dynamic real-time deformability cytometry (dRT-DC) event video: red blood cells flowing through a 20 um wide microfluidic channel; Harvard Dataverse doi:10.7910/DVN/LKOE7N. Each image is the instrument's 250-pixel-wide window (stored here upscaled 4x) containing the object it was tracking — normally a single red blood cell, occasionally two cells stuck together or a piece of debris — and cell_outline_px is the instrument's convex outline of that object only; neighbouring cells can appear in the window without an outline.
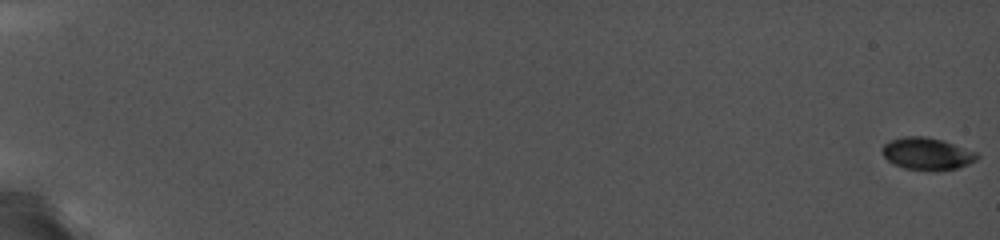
{"species": "common noctule bat (a hibernating species)", "species_latin": "Nyctalus noctula", "temperature_condition": "cold", "stored_images_in_passage": 69, "camera_frame_rate_fps": 5000, "um_per_image_px": 0.085, "animal": {"sex": "female", "body_mass_g": 19.0, "forearm_length_mm": 56.7}, "frame": {"image": 1, "passage_image": 1, "time_ms": 0.0, "image_size_px": [1000, 240], "cell_outline_px": [[980, 156], [976, 160], [968, 164], [956, 168], [936, 172], [928, 172], [904, 168], [892, 164], [884, 156], [880, 148], [884, 144], [892, 140], [904, 136], [924, 136], [944, 140], [976, 152]], "centroid_in_image_um": [78.79, 13.09], "position_along_channel_um": 6.2, "area_um2": 18.15}}
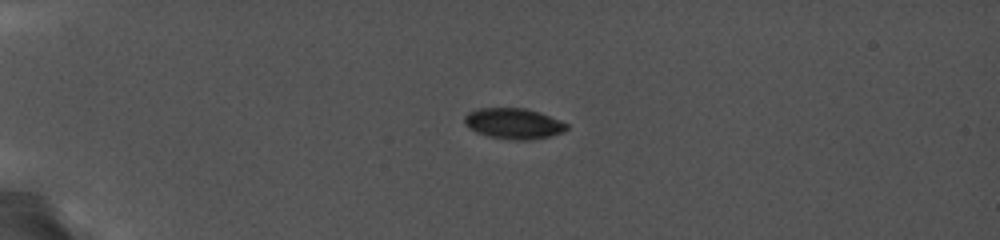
{"frame": {"image": 2, "passage_image": 27, "time_ms": 5.4, "image_size_px": [1000, 240], "cell_outline_px": [[568, 128], [564, 132], [548, 136], [492, 136], [480, 132], [464, 124], [464, 116], [468, 112], [476, 108], [528, 108], [540, 112], [560, 120], [568, 124]], "centroid_in_image_um": [43.66, 10.4], "position_along_channel_um": 41.3, "area_um2": 17.11}}
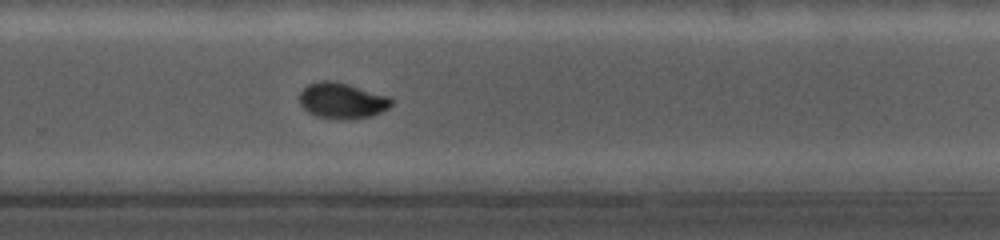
{"frame": {"image": 3, "passage_image": 69, "time_ms": 13.8, "image_size_px": [1000, 240], "cell_outline_px": [[392, 104], [388, 108], [372, 116], [316, 116], [308, 112], [300, 104], [300, 92], [308, 84], [320, 80], [336, 80], [388, 96], [392, 100]], "centroid_in_image_um": [29.05, 8.48], "position_along_channel_um": 300.7, "area_um2": 18.44}}